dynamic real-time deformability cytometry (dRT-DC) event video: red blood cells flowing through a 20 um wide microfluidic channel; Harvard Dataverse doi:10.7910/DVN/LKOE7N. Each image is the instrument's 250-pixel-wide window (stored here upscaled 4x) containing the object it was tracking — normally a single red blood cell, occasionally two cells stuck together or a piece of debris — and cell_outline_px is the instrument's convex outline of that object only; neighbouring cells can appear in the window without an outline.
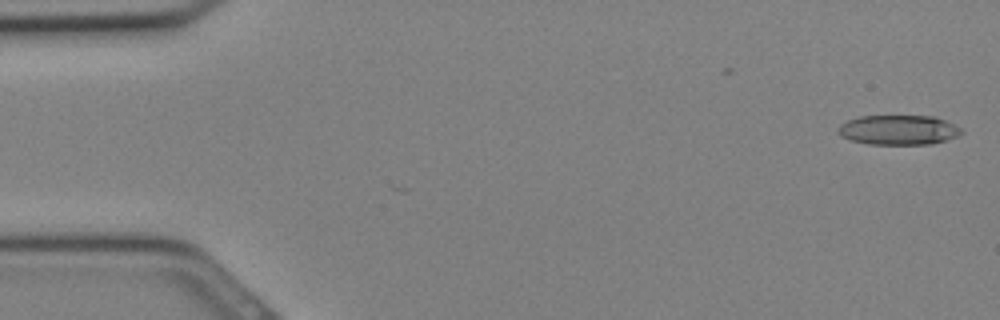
{"species": "Egyptian fruit bat (a non-hibernating species)", "species_latin": "Rousettus aegyptiacus", "temperature_condition": "cold", "stored_images_in_passage": 2, "camera_frame_rate_fps": 3000, "um_per_image_px": 0.085, "animal": {"sex": "female"}, "frame": {"image": 1, "passage_image": 2, "time_ms": 0.333, "image_size_px": [1000, 320], "cell_outline_px": [[964, 132], [956, 136], [932, 144], [868, 144], [848, 140], [840, 136], [836, 132], [836, 128], [840, 124], [848, 120], [860, 116], [936, 116], [960, 128]], "centroid_in_image_um": [76.3, 11.04], "position_along_channel_um": 8.7, "area_um2": 21.44}}